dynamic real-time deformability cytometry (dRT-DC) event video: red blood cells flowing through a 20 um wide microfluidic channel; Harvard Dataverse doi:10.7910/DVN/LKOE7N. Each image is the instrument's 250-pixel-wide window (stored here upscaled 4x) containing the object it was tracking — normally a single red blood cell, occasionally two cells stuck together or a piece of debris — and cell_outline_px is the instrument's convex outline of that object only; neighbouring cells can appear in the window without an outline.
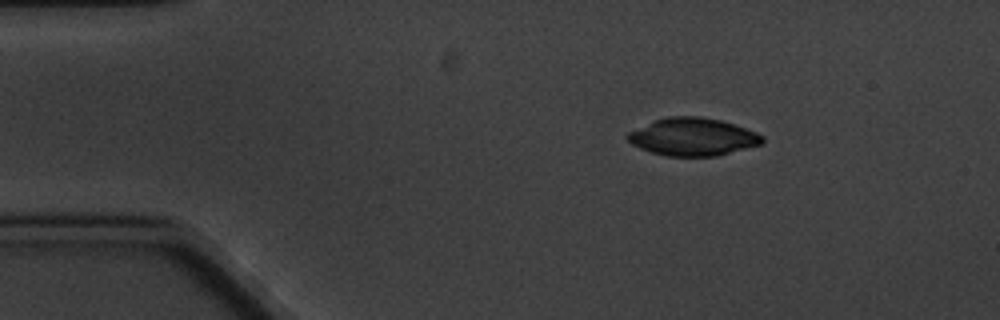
{"species": "common noctule bat (a hibernating species)", "species_latin": "Nyctalus noctula", "temperature_condition": "cold", "stored_images_in_passage": 4, "camera_frame_rate_fps": 3000, "um_per_image_px": 0.085, "animal": {"sex": "male", "body_mass_g": 20.1, "forearm_length_mm": 53.5}, "frame": {"image": 1, "passage_image": 2, "time_ms": 1.333, "image_size_px": [1000, 320], "cell_outline_px": [[764, 140], [760, 144], [716, 156], [668, 156], [652, 152], [640, 148], [632, 144], [624, 136], [628, 132], [656, 120], [668, 116], [700, 116], [720, 120], [756, 132], [764, 136]], "centroid_in_image_um": [58.87, 11.63], "position_along_channel_um": 26.1, "area_um2": 29.25}}